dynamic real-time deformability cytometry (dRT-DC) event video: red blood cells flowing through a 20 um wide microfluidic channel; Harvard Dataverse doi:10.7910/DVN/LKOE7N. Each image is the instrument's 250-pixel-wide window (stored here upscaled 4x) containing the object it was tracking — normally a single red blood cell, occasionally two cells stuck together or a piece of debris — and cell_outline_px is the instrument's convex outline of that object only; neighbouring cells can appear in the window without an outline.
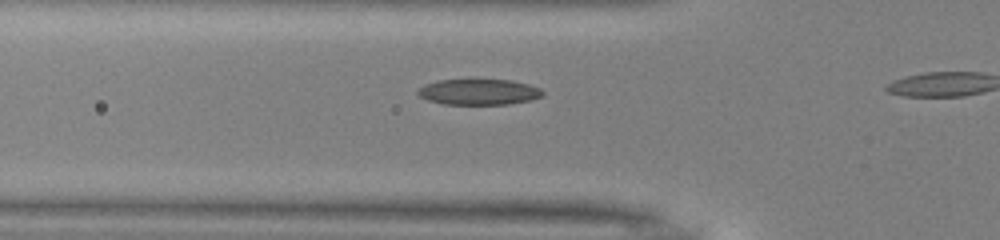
{"species": "common noctule bat (a hibernating species)", "species_latin": "Nyctalus noctula", "temperature_condition": "warm", "stored_images_in_passage": 11, "camera_frame_rate_fps": 3000, "um_per_image_px": 0.085, "animal": {"sex": "male", "body_mass_g": 13.0, "forearm_length_mm": 53.1}, "frame": {"image": 1, "passage_image": 10, "time_ms": 3.0, "image_size_px": [1000, 240], "cell_outline_px": [[544, 96], [532, 100], [508, 104], [444, 104], [428, 100], [420, 96], [416, 92], [424, 84], [440, 80], [512, 80], [528, 84], [540, 88], [544, 92]], "centroid_in_image_um": [40.74, 7.82], "position_along_channel_um": 85.1, "area_um2": 18.73}}